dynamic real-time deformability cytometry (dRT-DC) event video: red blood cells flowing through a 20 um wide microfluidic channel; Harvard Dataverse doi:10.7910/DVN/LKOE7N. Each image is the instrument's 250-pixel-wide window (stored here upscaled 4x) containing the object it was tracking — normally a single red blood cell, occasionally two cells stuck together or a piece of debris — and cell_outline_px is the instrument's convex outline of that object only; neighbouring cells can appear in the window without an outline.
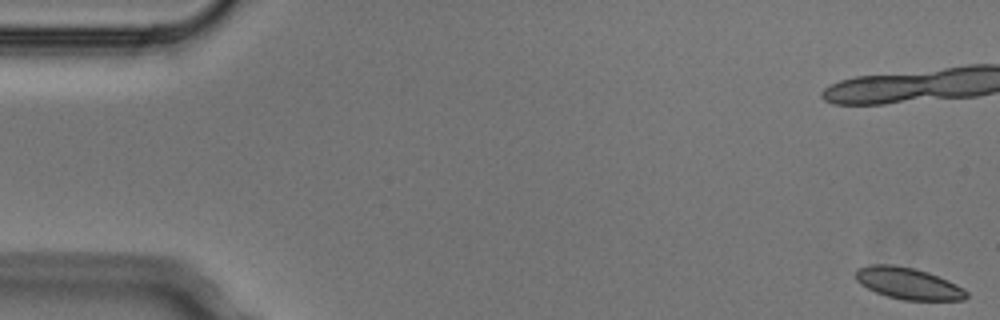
{"species": "Egyptian fruit bat (a non-hibernating species)", "species_latin": "Rousettus aegyptiacus", "temperature_condition": "cold", "stored_images_in_passage": 5, "camera_frame_rate_fps": 3000, "um_per_image_px": 0.085, "animal": {"sex": "male"}, "frame": {"image": 1, "passage_image": 1, "time_ms": 0.0, "image_size_px": [1000, 320], "cell_outline_px": [[968, 296], [964, 300], [904, 300], [888, 296], [876, 292], [860, 284], [856, 280], [856, 268], [868, 264], [892, 264], [916, 268], [928, 272], [948, 280], [964, 288], [968, 292]], "centroid_in_image_um": [77.2, 24.07], "position_along_channel_um": 7.8, "area_um2": 20.58}}